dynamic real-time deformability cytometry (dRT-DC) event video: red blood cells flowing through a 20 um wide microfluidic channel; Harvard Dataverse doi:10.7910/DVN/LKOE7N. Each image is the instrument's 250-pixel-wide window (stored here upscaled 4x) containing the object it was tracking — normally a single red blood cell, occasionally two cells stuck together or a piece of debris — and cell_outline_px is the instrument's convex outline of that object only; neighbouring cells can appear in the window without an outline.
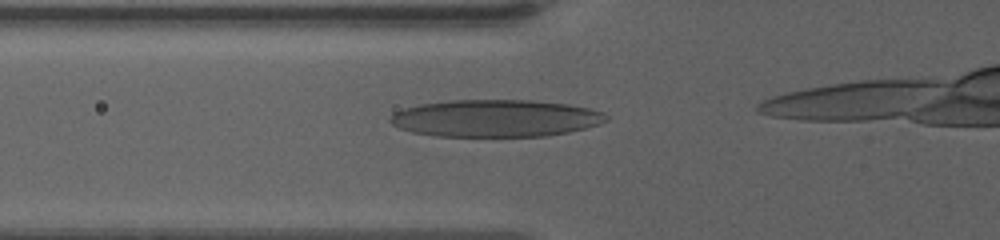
{"species": "human", "species_latin": "Homo sapiens", "temperature_condition": "warm", "stored_images_in_passage": 16, "camera_frame_rate_fps": 3000, "um_per_image_px": 0.085, "donor": {"sex": "female"}, "frame": {"image": 1, "passage_image": 3, "time_ms": 0.667, "image_size_px": [1000, 240], "cell_outline_px": [[608, 120], [600, 124], [568, 132], [548, 136], [436, 136], [412, 132], [400, 128], [392, 124], [388, 120], [388, 116], [392, 112], [404, 108], [420, 104], [448, 100], [532, 100], [568, 104], [588, 108], [604, 112], [608, 116]], "centroid_in_image_um": [42.1, 10.05], "position_along_channel_um": 83.7, "area_um2": 47.11}}
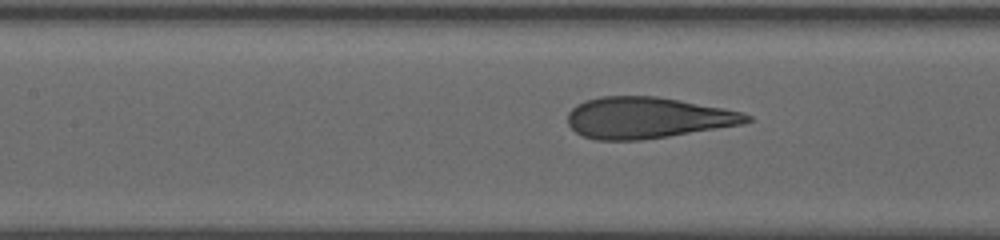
{"frame": {"image": 2, "passage_image": 9, "time_ms": 2.667, "image_size_px": [1000, 240], "cell_outline_px": [[752, 120], [740, 124], [668, 136], [640, 140], [596, 140], [584, 136], [576, 132], [568, 124], [568, 112], [576, 104], [584, 100], [600, 96], [656, 96], [724, 108], [740, 112], [752, 116]], "centroid_in_image_um": [54.97, 10.0], "position_along_channel_um": 152.4, "area_um2": 42.71}}
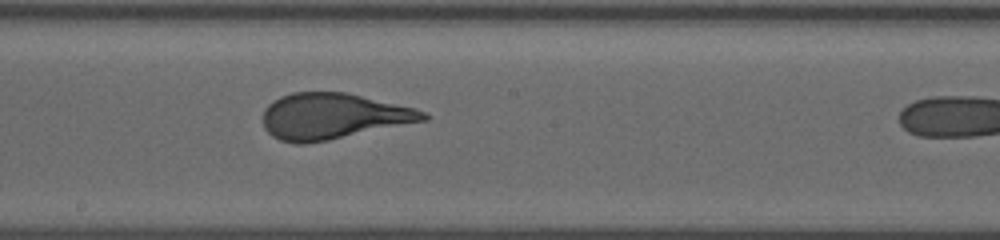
{"frame": {"image": 3, "passage_image": 15, "time_ms": 4.667, "image_size_px": [1000, 240], "cell_outline_px": [[428, 120], [328, 140], [304, 144], [296, 144], [280, 140], [272, 136], [264, 128], [264, 108], [272, 100], [280, 96], [292, 92], [348, 92], [416, 108], [424, 112], [428, 116]], "centroid_in_image_um": [28.29, 9.87], "position_along_channel_um": 219.9, "area_um2": 43.06}}